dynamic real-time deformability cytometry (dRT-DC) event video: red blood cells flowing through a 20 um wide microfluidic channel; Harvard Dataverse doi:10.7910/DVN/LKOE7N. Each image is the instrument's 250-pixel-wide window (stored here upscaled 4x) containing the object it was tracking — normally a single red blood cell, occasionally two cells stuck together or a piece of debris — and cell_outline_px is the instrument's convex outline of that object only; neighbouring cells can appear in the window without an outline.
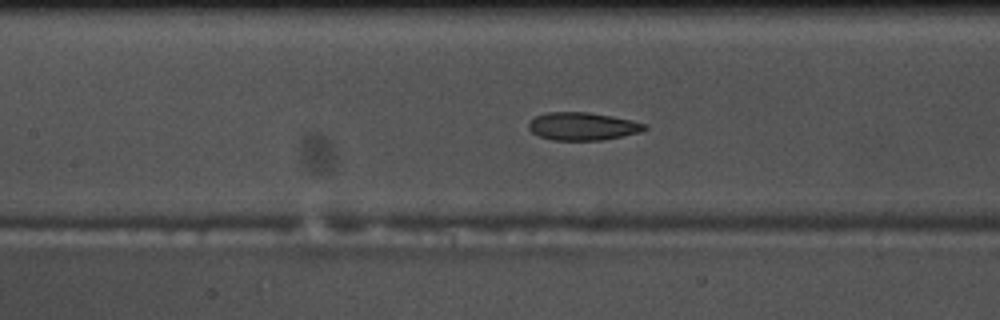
{"species": "common noctule bat (a hibernating species)", "species_latin": "Nyctalus noctula", "temperature_condition": "warm", "stored_images_in_passage": 55, "camera_frame_rate_fps": 3000, "um_per_image_px": 0.085, "animal": {"sex": "male", "body_mass_g": 17.5, "forearm_length_mm": 52.3}, "frame": {"image": 1, "passage_image": 24, "time_ms": 7.667, "image_size_px": [1000, 320], "cell_outline_px": [[648, 128], [640, 132], [604, 140], [552, 140], [540, 136], [532, 132], [528, 128], [528, 124], [536, 116], [548, 112], [588, 112], [612, 116], [632, 120], [648, 124]], "centroid_in_image_um": [49.56, 10.73], "position_along_channel_um": 157.8, "area_um2": 18.84}, "authors_computed_cell_mechanics": {"area_um2": 21.1548, "velocity_mm_per_s": 3.7179, "shape_relaxation_time_tau1_ms": null, "shape_relaxation_time_tau2_ms": 2.4056, "deformation_change_tau1": null, "deformation_change_tau2": 0.0953}}